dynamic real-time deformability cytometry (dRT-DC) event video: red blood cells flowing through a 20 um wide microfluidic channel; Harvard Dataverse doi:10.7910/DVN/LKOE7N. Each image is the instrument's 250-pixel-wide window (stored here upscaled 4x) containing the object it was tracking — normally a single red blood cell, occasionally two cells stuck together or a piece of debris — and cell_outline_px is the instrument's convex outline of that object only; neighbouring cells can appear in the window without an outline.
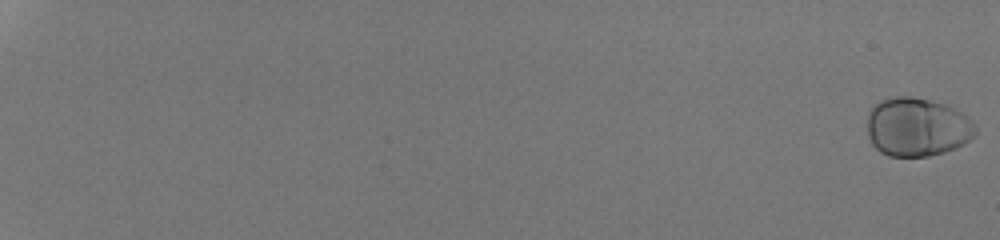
{"species": "human", "species_latin": "Homo sapiens", "temperature_condition": "room temperature", "stored_images_in_passage": 54, "camera_frame_rate_fps": 3000, "um_per_image_px": 0.085, "donor": {"sex": "male"}, "frame": {"image": 1, "passage_image": 1, "time_ms": 0.0, "image_size_px": [1000, 240], "cell_outline_px": [[976, 136], [964, 144], [956, 148], [944, 152], [928, 156], [888, 156], [880, 152], [872, 144], [868, 136], [868, 112], [880, 100], [896, 96], [912, 96], [944, 104], [968, 116], [976, 124]], "centroid_in_image_um": [77.97, 10.81], "position_along_channel_um": 7.0, "area_um2": 37.22}}
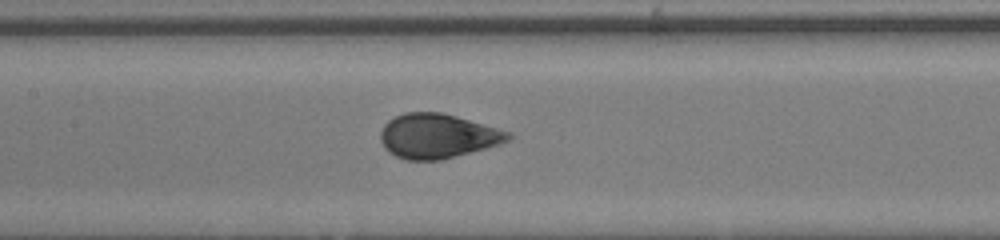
{"frame": {"image": 2, "passage_image": 32, "time_ms": 10.333, "image_size_px": [1000, 240], "cell_outline_px": [[512, 140], [500, 144], [440, 160], [404, 160], [388, 152], [384, 148], [380, 140], [380, 132], [384, 124], [388, 120], [404, 112], [440, 112], [456, 116], [512, 132]], "centroid_in_image_um": [37.18, 11.56], "position_along_channel_um": 170.2, "area_um2": 33.23}}
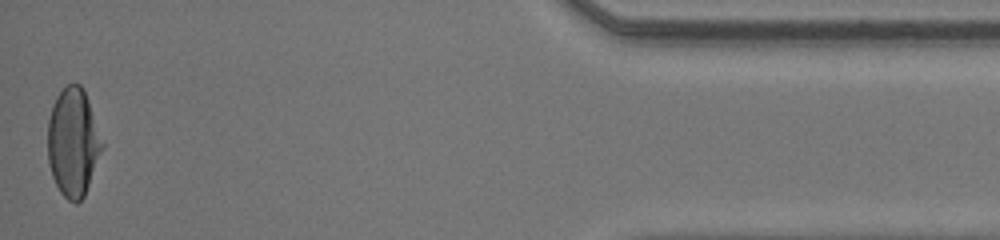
{"frame": {"image": 3, "passage_image": 54, "time_ms": 17.667, "image_size_px": [1000, 240], "cell_outline_px": [[104, 148], [84, 196], [76, 204], [68, 200], [60, 192], [52, 176], [48, 164], [48, 120], [52, 104], [56, 96], [68, 84], [80, 84], [84, 88], [104, 144]], "centroid_in_image_um": [6.22, 12.1], "position_along_channel_um": 429.0, "area_um2": 34.51}, "authors_computed_cell_mechanics": {"area_um2": 34.2754, "velocity_mm_per_s": 4.3159, "shape_relaxation_time_tau1_ms": 3.8112, "shape_relaxation_time_tau2_ms": null, "deformation_change_tau1": 0.1886, "deformation_change_tau2": null}}